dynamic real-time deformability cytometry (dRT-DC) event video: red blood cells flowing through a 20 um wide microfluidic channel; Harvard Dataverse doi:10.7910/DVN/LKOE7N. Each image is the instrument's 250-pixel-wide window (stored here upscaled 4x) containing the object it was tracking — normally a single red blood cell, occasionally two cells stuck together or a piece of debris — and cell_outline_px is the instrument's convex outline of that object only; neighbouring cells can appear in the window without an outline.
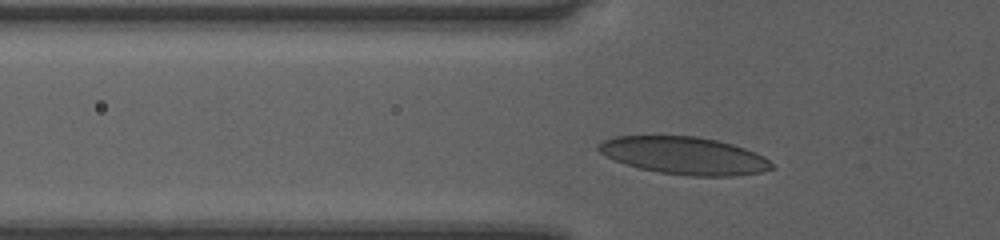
{"species": "human", "species_latin": "Homo sapiens", "temperature_condition": "room temperature", "stored_images_in_passage": 34, "camera_frame_rate_fps": 3000, "um_per_image_px": 0.085, "donor": {"sex": "female"}, "frame": {"image": 1, "passage_image": 7, "time_ms": 2.0, "image_size_px": [1000, 240], "cell_outline_px": [[776, 168], [760, 172], [732, 176], [688, 176], [660, 172], [640, 168], [616, 160], [600, 152], [596, 148], [596, 144], [604, 140], [616, 136], [696, 136], [716, 140], [732, 144], [744, 148], [764, 156]], "centroid_in_image_um": [58.18, 13.22], "position_along_channel_um": 67.6, "area_um2": 37.57}}
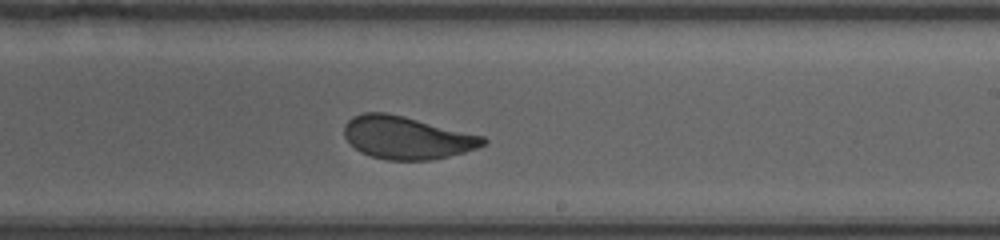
{"frame": {"image": 2, "passage_image": 21, "time_ms": 6.667, "image_size_px": [1000, 240], "cell_outline_px": [[488, 140], [484, 144], [476, 148], [464, 152], [448, 156], [428, 160], [388, 160], [372, 156], [360, 152], [344, 136], [344, 124], [352, 116], [364, 112], [384, 112], [404, 116], [484, 136]], "centroid_in_image_um": [34.56, 11.69], "position_along_channel_um": 254.4, "area_um2": 34.39}}
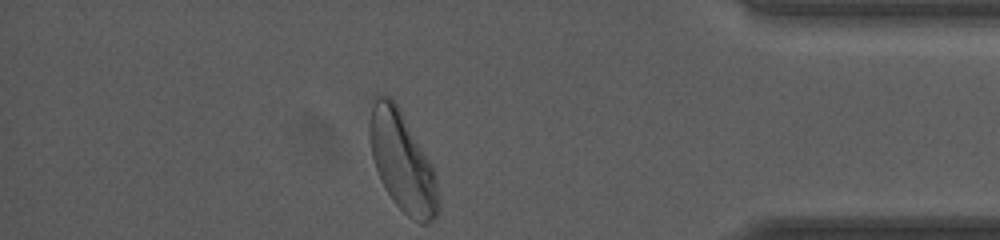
{"frame": {"image": 3, "passage_image": 34, "time_ms": 11.0, "image_size_px": [1000, 240], "cell_outline_px": [[440, 208], [436, 216], [428, 224], [420, 224], [412, 220], [392, 200], [380, 180], [372, 156], [368, 136], [368, 124], [372, 96], [376, 92], [380, 92], [392, 96], [400, 108], [432, 164], [436, 172], [440, 200]], "centroid_in_image_um": [34.18, 13.68], "position_along_channel_um": 401.0, "area_um2": 41.1}, "authors_computed_cell_mechanics": {"area_um2": 35.1135, "velocity_mm_per_s": 4.0576, "shape_relaxation_time_tau1_ms": 4.0766, "shape_relaxation_time_tau2_ms": 0.6537, "deformation_change_tau1": 0.1481, "deformation_change_tau2": 0.0674}}